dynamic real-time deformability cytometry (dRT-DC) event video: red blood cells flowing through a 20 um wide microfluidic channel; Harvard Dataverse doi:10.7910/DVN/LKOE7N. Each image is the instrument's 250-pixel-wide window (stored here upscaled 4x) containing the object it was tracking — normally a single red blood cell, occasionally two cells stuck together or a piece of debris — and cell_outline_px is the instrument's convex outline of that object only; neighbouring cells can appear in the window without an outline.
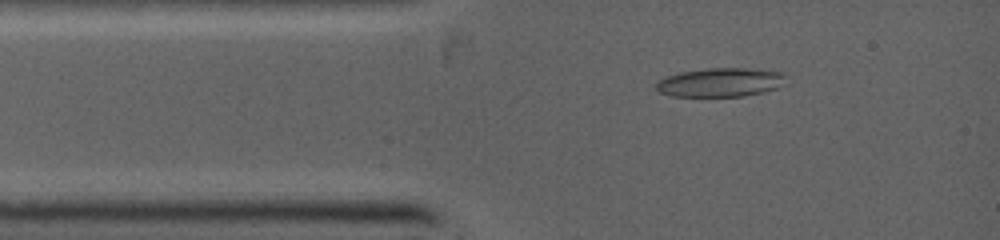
{"species": "common noctule bat (a hibernating species)", "species_latin": "Nyctalus noctula", "temperature_condition": "warm", "stored_images_in_passage": 25, "camera_frame_rate_fps": 5000, "um_per_image_px": 0.085, "animal": {"sex": "female", "body_mass_g": 19.0, "forearm_length_mm": 53.3}, "frame": {"image": 1, "passage_image": 3, "time_ms": 1.2, "image_size_px": [1000, 240], "cell_outline_px": [[784, 76], [776, 88], [764, 92], [744, 96], [672, 96], [660, 92], [656, 88], [656, 80], [664, 76], [680, 72], [708, 68], [760, 68], [784, 72]], "centroid_in_image_um": [61.18, 6.98], "position_along_channel_um": 23.8, "area_um2": 21.91}}
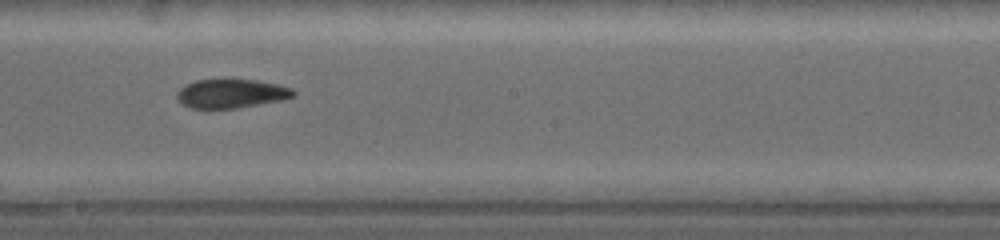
{"frame": {"image": 2, "passage_image": 16, "time_ms": 6.0, "image_size_px": [1000, 240], "cell_outline_px": [[296, 92], [292, 96], [280, 100], [236, 108], [192, 108], [180, 104], [176, 96], [176, 92], [180, 88], [196, 80], [256, 80], [276, 84], [292, 88]], "centroid_in_image_um": [19.61, 7.96], "position_along_channel_um": 228.6, "area_um2": 19.31}}
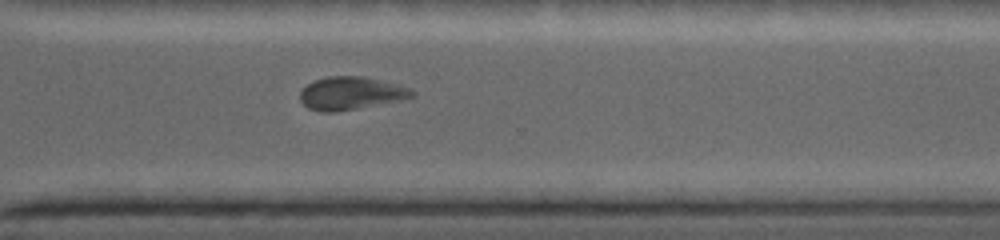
{"frame": {"image": 3, "passage_image": 25, "time_ms": 8.4, "image_size_px": [1000, 240], "cell_outline_px": [[416, 96], [400, 100], [356, 108], [332, 112], [320, 112], [308, 108], [300, 100], [300, 92], [312, 80], [328, 76], [364, 76], [400, 84], [412, 88], [416, 92]], "centroid_in_image_um": [29.86, 7.91], "position_along_channel_um": 340.7, "area_um2": 21.62}}